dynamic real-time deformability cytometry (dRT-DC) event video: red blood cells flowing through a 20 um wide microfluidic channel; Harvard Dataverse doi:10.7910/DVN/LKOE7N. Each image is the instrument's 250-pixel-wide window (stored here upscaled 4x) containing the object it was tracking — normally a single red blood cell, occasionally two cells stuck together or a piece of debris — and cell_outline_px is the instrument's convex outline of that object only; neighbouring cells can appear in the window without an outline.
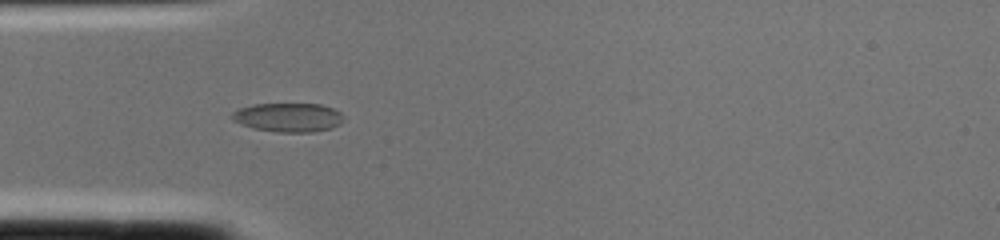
{"species": "common noctule bat (a hibernating species)", "species_latin": "Nyctalus noctula", "temperature_condition": "cold", "stored_images_in_passage": 1, "camera_frame_rate_fps": 3000, "um_per_image_px": 0.085, "animal": {"sex": "female", "body_mass_g": 22.0, "forearm_length_mm": 56.7}, "frame": {"image": 1, "passage_image": 1, "time_ms": 0.0, "image_size_px": [1000, 240], "cell_outline_px": [[344, 116], [340, 124], [332, 128], [312, 132], [276, 132], [252, 128], [240, 124], [232, 120], [228, 116], [232, 112], [240, 108], [252, 104], [320, 104], [332, 108], [340, 112]], "centroid_in_image_um": [24.46, 9.98], "position_along_channel_um": 60.5, "area_um2": 19.02}}